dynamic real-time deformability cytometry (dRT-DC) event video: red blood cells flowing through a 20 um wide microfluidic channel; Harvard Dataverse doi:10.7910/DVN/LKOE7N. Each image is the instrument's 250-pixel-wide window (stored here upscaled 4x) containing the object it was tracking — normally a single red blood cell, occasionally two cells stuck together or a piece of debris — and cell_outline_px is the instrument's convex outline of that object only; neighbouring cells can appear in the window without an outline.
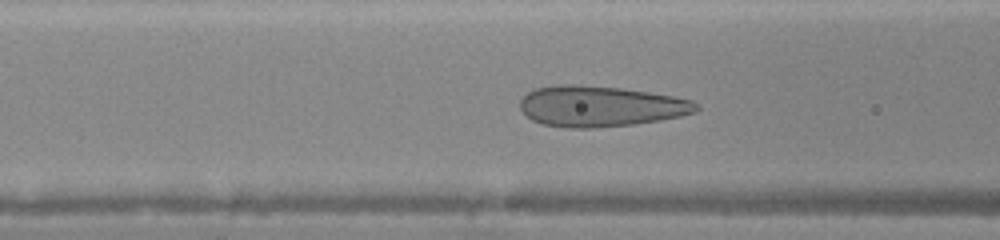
{"species": "human", "species_latin": "Homo sapiens", "temperature_condition": "warm", "stored_images_in_passage": 45, "camera_frame_rate_fps": 3000, "um_per_image_px": 0.085, "donor": {"sex": "female"}, "frame": {"image": 1, "passage_image": 18, "time_ms": 5.667, "image_size_px": [1000, 240], "cell_outline_px": [[700, 108], [696, 112], [680, 116], [660, 120], [632, 124], [592, 128], [568, 128], [544, 124], [532, 120], [520, 108], [520, 100], [528, 92], [536, 88], [560, 84], [580, 84], [620, 88], [648, 92], [672, 96], [692, 100]], "centroid_in_image_um": [51.03, 9.03], "position_along_channel_um": 115.6, "area_um2": 41.67}}
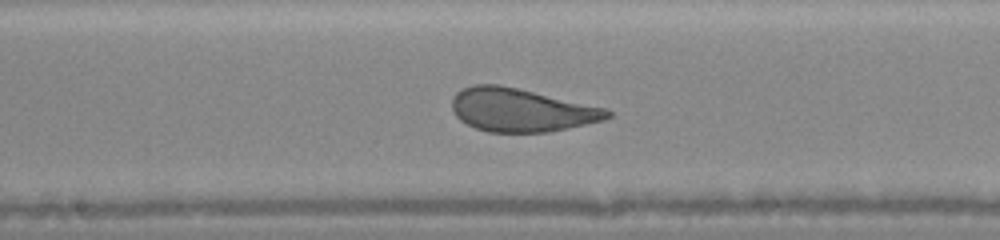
{"frame": {"image": 2, "passage_image": 24, "time_ms": 7.667, "image_size_px": [1000, 240], "cell_outline_px": [[612, 116], [604, 120], [568, 128], [548, 132], [488, 132], [476, 128], [460, 120], [452, 112], [452, 96], [460, 88], [472, 84], [500, 84], [608, 108], [612, 112]], "centroid_in_image_um": [44.29, 9.34], "position_along_channel_um": 203.9, "area_um2": 39.54}}
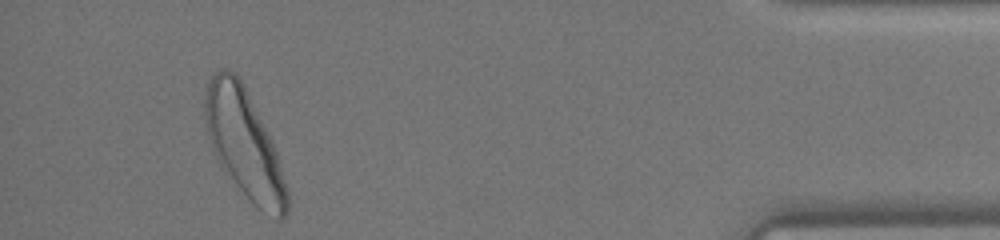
{"frame": {"image": 3, "passage_image": 42, "time_ms": 13.667, "image_size_px": [1000, 240], "cell_outline_px": [[288, 216], [284, 220], [276, 220], [260, 212], [224, 172], [212, 148], [208, 136], [204, 116], [204, 100], [208, 80], [216, 68], [224, 68], [236, 72], [244, 84], [276, 152], [288, 188]], "centroid_in_image_um": [20.76, 12.26], "position_along_channel_um": 414.4, "area_um2": 52.14}}